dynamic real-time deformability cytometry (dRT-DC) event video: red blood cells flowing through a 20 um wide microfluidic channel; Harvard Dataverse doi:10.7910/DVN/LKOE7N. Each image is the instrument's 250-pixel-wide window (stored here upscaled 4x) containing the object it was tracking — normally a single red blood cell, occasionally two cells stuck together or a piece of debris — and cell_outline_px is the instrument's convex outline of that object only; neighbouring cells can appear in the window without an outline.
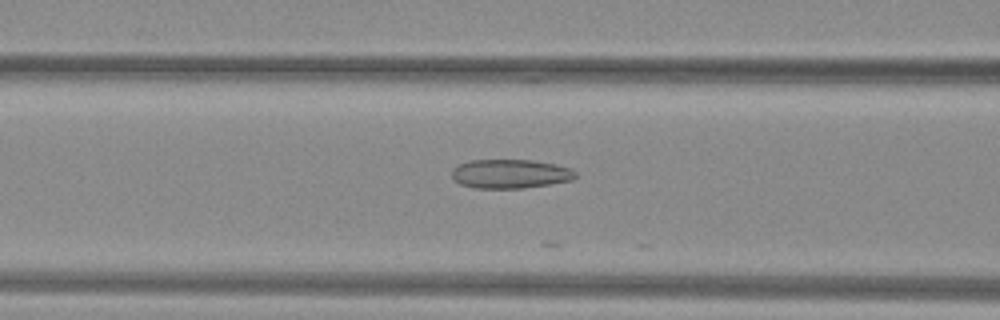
{"species": "common noctule bat (a hibernating species)", "species_latin": "Nyctalus noctula", "temperature_condition": "warm", "stored_images_in_passage": 14, "camera_frame_rate_fps": 3000, "um_per_image_px": 0.085, "animal": {"sex": "female", "body_mass_g": 29.2, "forearm_length_mm": 56.3}, "frame": {"image": 1, "passage_image": 7, "time_ms": 2.0, "image_size_px": [1000, 320], "cell_outline_px": [[576, 176], [572, 180], [524, 188], [476, 188], [460, 184], [452, 176], [452, 168], [460, 164], [472, 160], [532, 160], [556, 164], [572, 168], [576, 172]], "centroid_in_image_um": [43.39, 14.77], "position_along_channel_um": 123.2, "area_um2": 20.87}}
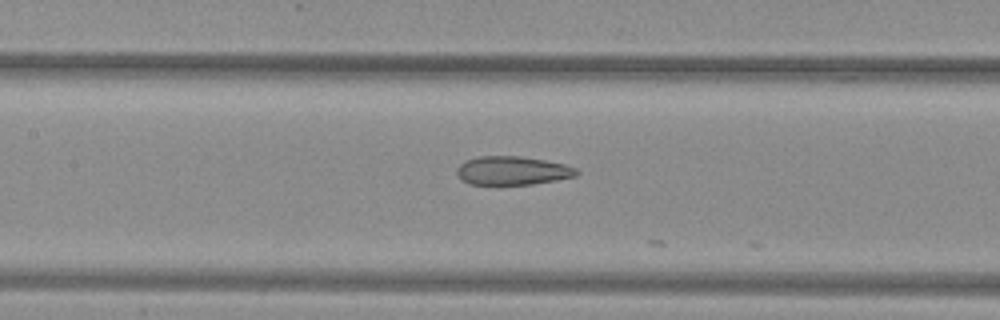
{"frame": {"image": 2, "passage_image": 10, "time_ms": 3.0, "image_size_px": [1000, 320], "cell_outline_px": [[580, 172], [576, 176], [556, 180], [532, 184], [468, 184], [456, 172], [456, 168], [464, 160], [476, 156], [520, 156], [544, 160], [564, 164], [576, 168]], "centroid_in_image_um": [43.55, 14.49], "position_along_channel_um": 163.8, "area_um2": 19.94}}
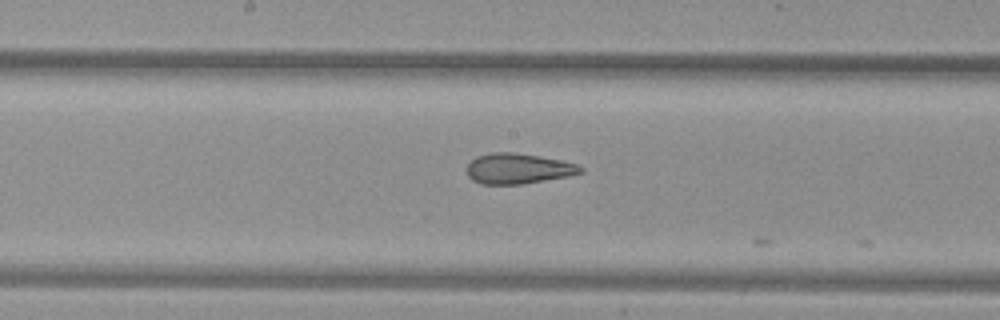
{"frame": {"image": 3, "passage_image": 13, "time_ms": 4.0, "image_size_px": [1000, 320], "cell_outline_px": [[584, 172], [568, 176], [520, 184], [480, 184], [472, 180], [468, 176], [468, 164], [476, 156], [492, 152], [512, 152], [540, 156], [560, 160], [576, 164], [584, 168]], "centroid_in_image_um": [44.03, 14.33], "position_along_channel_um": 204.2, "area_um2": 20.06}}